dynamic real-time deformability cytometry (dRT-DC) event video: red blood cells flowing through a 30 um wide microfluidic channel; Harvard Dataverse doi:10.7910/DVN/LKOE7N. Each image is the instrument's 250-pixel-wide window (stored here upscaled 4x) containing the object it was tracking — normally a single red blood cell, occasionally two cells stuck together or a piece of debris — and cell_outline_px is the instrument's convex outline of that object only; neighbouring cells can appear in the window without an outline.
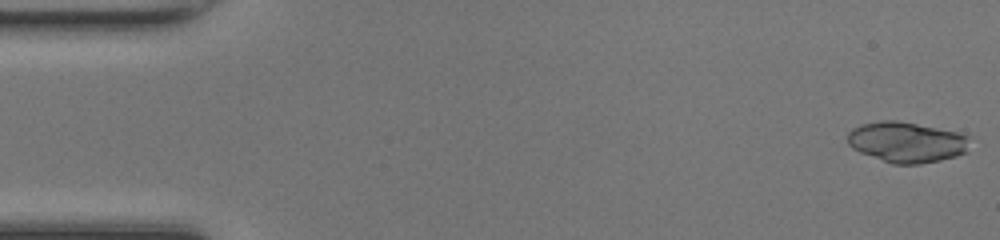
{"species": "common noctule bat (a hibernating species)", "species_latin": "Nyctalus noctula", "temperature_condition": "room temperature", "stored_images_in_passage": 48, "segment_of_instrument_passage": [1, 2], "camera_frame_rate_fps": 3000, "um_per_image_px": 0.085, "animal": {"sex": "female", "body_mass_g": 17.0, "forearm_length_mm": 48.0}, "frame": {"image": 1, "passage_image": 1, "time_ms": 0.0, "image_size_px": [1000, 240], "cell_outline_px": [[968, 152], [956, 156], [940, 160], [920, 164], [892, 164], [860, 152], [852, 148], [848, 144], [848, 132], [852, 128], [860, 124], [880, 120], [896, 120], [956, 132], [968, 136]], "centroid_in_image_um": [77.03, 12.08], "position_along_channel_um": 8.0, "area_um2": 28.84}}
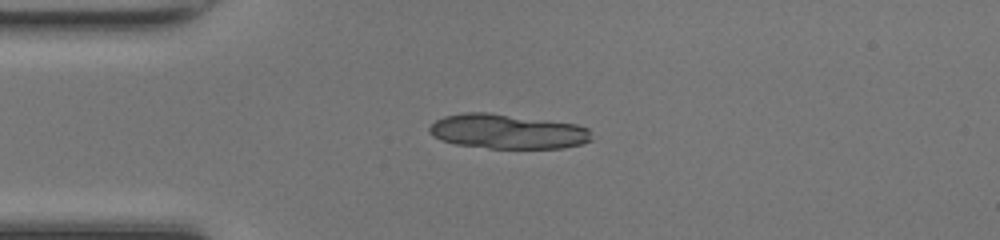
{"frame": {"image": 2, "passage_image": 12, "time_ms": 3.667, "image_size_px": [1000, 240], "cell_outline_px": [[592, 140], [580, 144], [560, 148], [488, 148], [456, 144], [440, 140], [432, 136], [428, 132], [428, 128], [436, 120], [444, 116], [464, 112], [492, 112], [576, 124], [588, 128]], "centroid_in_image_um": [43.09, 11.16], "position_along_channel_um": 41.9, "area_um2": 32.89}}